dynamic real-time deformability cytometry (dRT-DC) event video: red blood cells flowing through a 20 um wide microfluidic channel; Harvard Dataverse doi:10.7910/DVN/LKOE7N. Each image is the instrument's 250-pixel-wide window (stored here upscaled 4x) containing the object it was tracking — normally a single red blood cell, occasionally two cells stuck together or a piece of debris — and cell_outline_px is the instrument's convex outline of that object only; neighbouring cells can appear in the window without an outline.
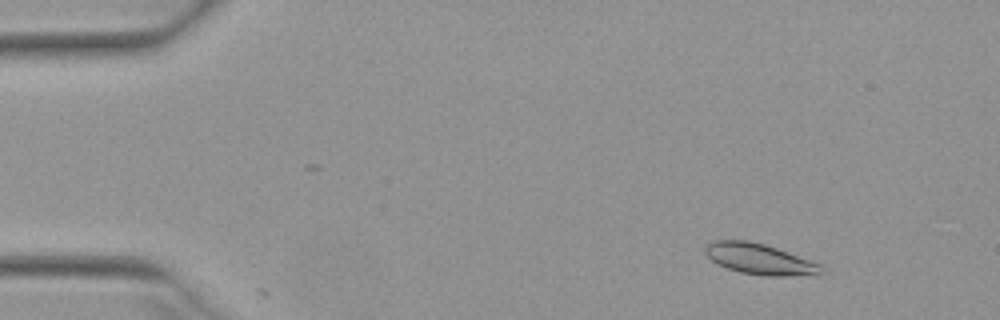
{"species": "Egyptian fruit bat (a non-hibernating species)", "species_latin": "Rousettus aegyptiacus", "temperature_condition": "warm", "stored_images_in_passage": 13, "camera_frame_rate_fps": 3000, "um_per_image_px": 0.085, "animal": {"sex": "female"}, "frame": {"image": 1, "passage_image": 6, "time_ms": 1.667, "image_size_px": [1000, 320], "cell_outline_px": [[820, 272], [784, 276], [764, 276], [740, 272], [716, 264], [704, 252], [704, 244], [712, 240], [748, 240], [764, 244], [776, 248], [820, 264]], "centroid_in_image_um": [64.41, 21.99], "position_along_channel_um": 20.6, "area_um2": 20.4}}